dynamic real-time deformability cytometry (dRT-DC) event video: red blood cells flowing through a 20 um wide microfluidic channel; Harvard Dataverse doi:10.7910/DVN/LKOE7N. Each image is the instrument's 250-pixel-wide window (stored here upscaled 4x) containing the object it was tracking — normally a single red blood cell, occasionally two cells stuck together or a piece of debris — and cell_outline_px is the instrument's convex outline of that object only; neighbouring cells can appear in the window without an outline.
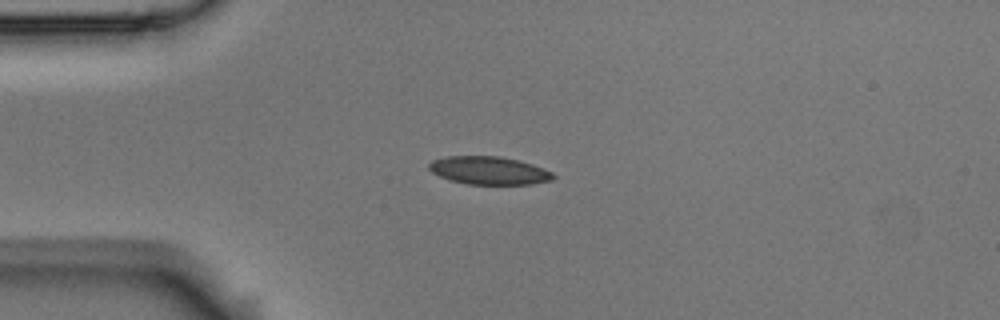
{"species": "Egyptian fruit bat (a non-hibernating species)", "species_latin": "Rousettus aegyptiacus", "temperature_condition": "room temperature", "stored_images_in_passage": 3, "camera_frame_rate_fps": 3000, "um_per_image_px": 0.085, "animal": {"sex": "male"}, "frame": {"image": 1, "passage_image": 3, "time_ms": 0.667, "image_size_px": [1000, 320], "cell_outline_px": [[556, 176], [552, 180], [532, 184], [468, 184], [452, 180], [440, 176], [432, 172], [428, 168], [428, 164], [432, 160], [448, 156], [500, 156], [520, 160], [544, 168], [552, 172]], "centroid_in_image_um": [41.59, 14.48], "position_along_channel_um": 43.4, "area_um2": 20.29}}